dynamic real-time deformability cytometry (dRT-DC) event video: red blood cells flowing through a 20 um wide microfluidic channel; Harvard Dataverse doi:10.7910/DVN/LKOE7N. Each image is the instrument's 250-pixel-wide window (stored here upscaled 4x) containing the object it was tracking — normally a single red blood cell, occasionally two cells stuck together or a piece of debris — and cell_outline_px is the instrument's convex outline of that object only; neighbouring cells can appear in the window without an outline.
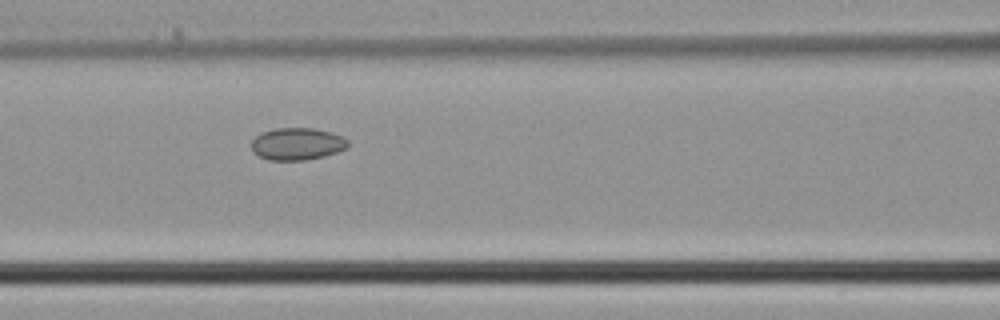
{"species": "common noctule bat (a hibernating species)", "species_latin": "Nyctalus noctula", "temperature_condition": "cold", "stored_images_in_passage": 5, "camera_frame_rate_fps": 3000, "um_per_image_px": 0.085, "animal": {"sex": "male", "body_mass_g": 21.5, "forearm_length_mm": 52.0}, "frame": {"image": 1, "passage_image": 5, "time_ms": 1.333, "image_size_px": [1000, 320], "cell_outline_px": [[348, 148], [324, 156], [304, 160], [268, 160], [252, 152], [252, 140], [256, 136], [264, 132], [276, 128], [312, 128], [332, 132], [348, 140]], "centroid_in_image_um": [25.26, 12.23], "position_along_channel_um": 141.3, "area_um2": 18.03}}